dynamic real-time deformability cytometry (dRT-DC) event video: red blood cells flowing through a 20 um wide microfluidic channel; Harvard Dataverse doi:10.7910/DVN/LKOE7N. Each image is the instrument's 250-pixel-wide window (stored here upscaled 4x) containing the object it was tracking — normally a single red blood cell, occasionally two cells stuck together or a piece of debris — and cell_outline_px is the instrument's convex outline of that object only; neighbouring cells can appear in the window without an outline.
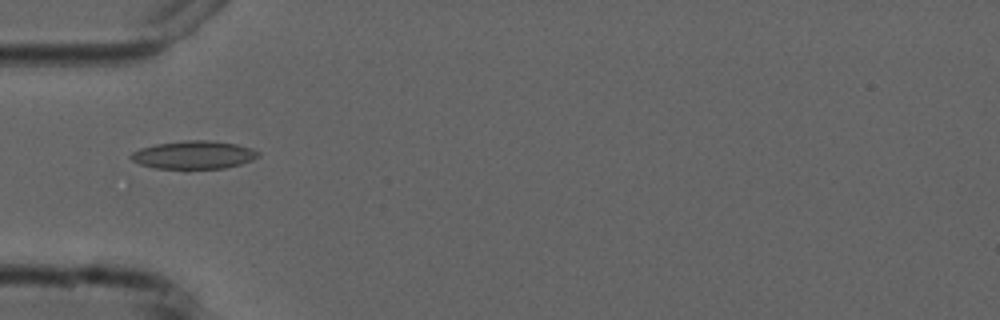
{"species": "common noctule bat (a hibernating species)", "species_latin": "Nyctalus noctula", "temperature_condition": "cold", "stored_images_in_passage": 5, "camera_frame_rate_fps": 3000, "um_per_image_px": 0.085, "animal": {"sex": "male", "forearm_length_mm": 52.5}, "frame": {"image": 1, "passage_image": 5, "time_ms": 4.667, "image_size_px": [1000, 320], "cell_outline_px": [[260, 156], [252, 160], [240, 164], [224, 168], [188, 172], [184, 172], [152, 168], [140, 164], [132, 160], [128, 156], [132, 152], [140, 148], [156, 144], [184, 140], [208, 140], [236, 144], [252, 148], [260, 152]], "centroid_in_image_um": [16.44, 13.22], "position_along_channel_um": 68.6, "area_um2": 21.91}}